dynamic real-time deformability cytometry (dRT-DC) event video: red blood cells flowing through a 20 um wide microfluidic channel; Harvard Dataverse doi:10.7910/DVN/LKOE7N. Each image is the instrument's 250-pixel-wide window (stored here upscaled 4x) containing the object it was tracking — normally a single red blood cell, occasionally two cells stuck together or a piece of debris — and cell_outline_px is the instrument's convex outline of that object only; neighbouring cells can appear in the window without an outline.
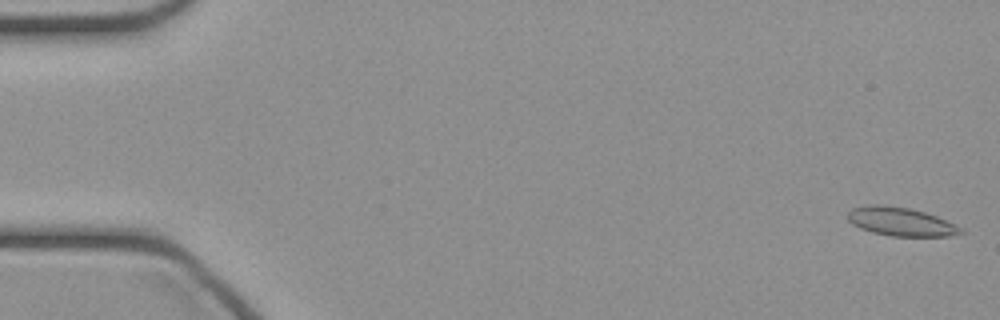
{"species": "common noctule bat (a hibernating species)", "species_latin": "Nyctalus noctula", "temperature_condition": "cold", "stored_images_in_passage": 46, "camera_frame_rate_fps": 3000, "um_per_image_px": 0.085, "animal": {"sex": "female", "body_mass_g": 21.9}, "frame": {"image": 1, "passage_image": 1, "time_ms": 0.0, "image_size_px": [1000, 320], "cell_outline_px": [[964, 232], [948, 236], [892, 236], [872, 232], [860, 228], [852, 224], [848, 220], [848, 212], [852, 208], [872, 204], [880, 204], [908, 208], [924, 212], [936, 216], [964, 228]], "centroid_in_image_um": [76.56, 18.84], "position_along_channel_um": 8.4, "area_um2": 18.73}}
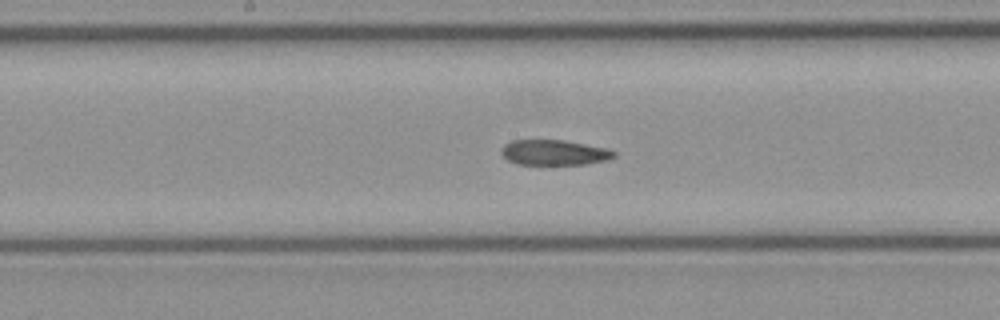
{"frame": {"image": 2, "passage_image": 24, "time_ms": 7.667, "image_size_px": [1000, 320], "cell_outline_px": [[616, 156], [608, 160], [584, 164], [516, 164], [508, 160], [500, 152], [500, 148], [504, 144], [512, 140], [564, 140], [608, 148], [616, 152]], "centroid_in_image_um": [47.11, 12.96], "position_along_channel_um": 201.1, "area_um2": 16.7}}
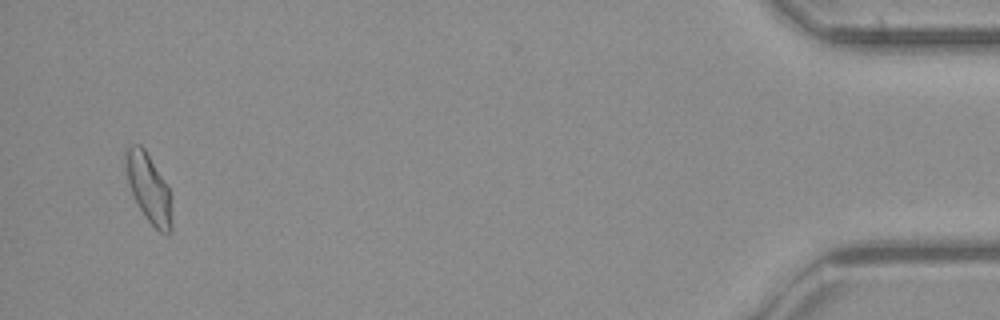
{"frame": {"image": 3, "passage_image": 45, "time_ms": 14.667, "image_size_px": [1000, 320], "cell_outline_px": [[172, 232], [168, 236], [160, 232], [144, 216], [132, 196], [128, 184], [124, 168], [124, 152], [132, 144], [140, 144], [144, 148], [168, 184], [172, 224]], "centroid_in_image_um": [12.61, 15.99], "position_along_channel_um": 422.6, "area_um2": 18.84}}